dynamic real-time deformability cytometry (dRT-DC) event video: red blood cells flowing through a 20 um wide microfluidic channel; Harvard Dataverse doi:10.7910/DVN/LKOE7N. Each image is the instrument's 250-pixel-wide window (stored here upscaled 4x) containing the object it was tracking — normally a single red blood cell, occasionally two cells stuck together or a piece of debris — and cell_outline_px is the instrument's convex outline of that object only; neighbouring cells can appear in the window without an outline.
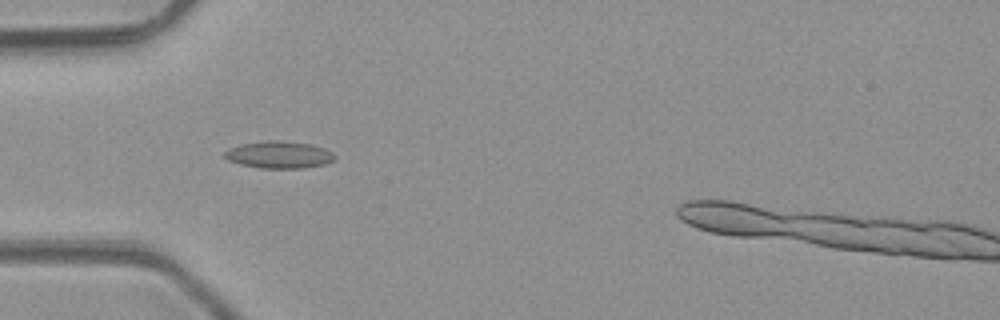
{"species": "common noctule bat (a hibernating species)", "species_latin": "Nyctalus noctula", "temperature_condition": "room temperature", "stored_images_in_passage": 7, "camera_frame_rate_fps": 3000, "um_per_image_px": 0.085, "animal": {"sex": "male", "body_mass_g": 23.1, "forearm_length_mm": 52.7}, "frame": {"image": 1, "passage_image": 4, "time_ms": 4.667, "image_size_px": [1000, 320], "cell_outline_px": [[336, 156], [332, 160], [324, 164], [304, 168], [260, 168], [240, 164], [228, 160], [224, 156], [224, 152], [228, 148], [240, 144], [264, 140], [280, 140], [312, 144], [324, 148], [332, 152]], "centroid_in_image_um": [23.69, 13.14], "position_along_channel_um": 61.3, "area_um2": 17.51}}
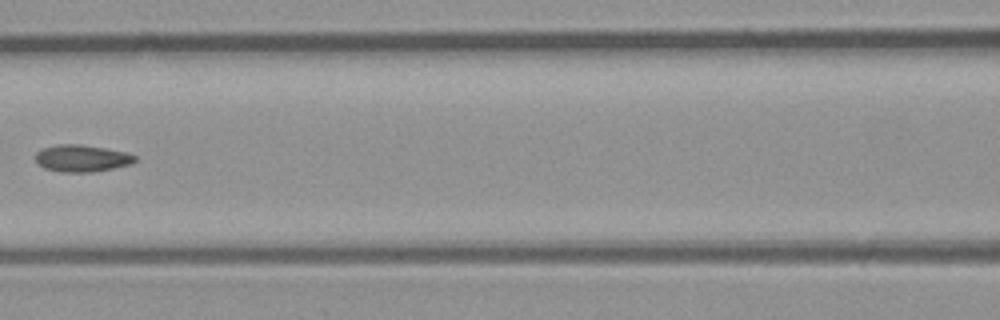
{"frame": {"image": 2, "passage_image": 6, "time_ms": 7.0, "image_size_px": [1000, 320], "cell_outline_px": [[136, 160], [128, 164], [112, 168], [92, 172], [60, 172], [44, 168], [36, 160], [36, 152], [40, 148], [56, 144], [80, 144], [128, 152], [136, 156]], "centroid_in_image_um": [6.92, 13.44], "position_along_channel_um": 159.7, "area_um2": 15.61}}
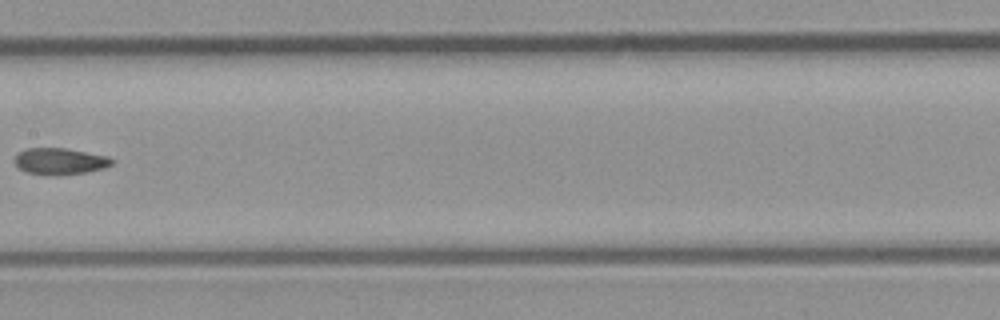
{"frame": {"image": 3, "passage_image": 7, "time_ms": 8.0, "image_size_px": [1000, 320], "cell_outline_px": [[112, 164], [104, 168], [88, 172], [28, 172], [20, 168], [12, 160], [16, 152], [28, 148], [68, 148], [108, 156], [112, 160]], "centroid_in_image_um": [5.08, 13.64], "position_along_channel_um": 202.3, "area_um2": 14.33}}